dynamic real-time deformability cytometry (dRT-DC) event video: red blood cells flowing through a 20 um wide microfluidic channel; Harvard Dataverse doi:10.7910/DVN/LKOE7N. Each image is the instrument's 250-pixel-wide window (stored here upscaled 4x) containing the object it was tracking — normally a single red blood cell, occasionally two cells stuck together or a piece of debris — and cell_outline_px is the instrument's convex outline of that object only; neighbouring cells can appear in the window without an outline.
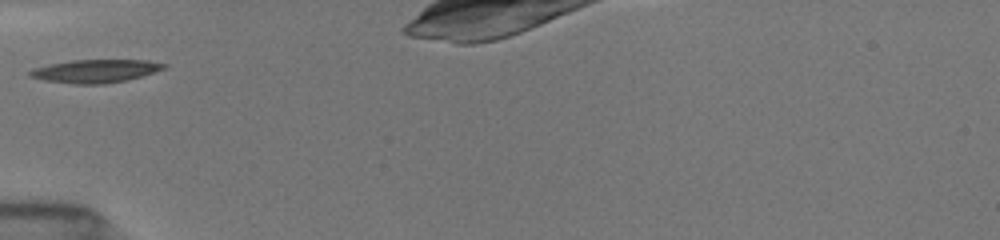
{"species": "common noctule bat (a hibernating species)", "species_latin": "Nyctalus noctula", "temperature_condition": "room temperature", "stored_images_in_passage": 8, "camera_frame_rate_fps": 3000, "um_per_image_px": 0.085, "animal": {"sex": "female", "body_mass_g": 19.5, "forearm_length_mm": 54.1}, "frame": {"image": 1, "passage_image": 1, "time_ms": 0.0, "image_size_px": [1000, 240], "cell_outline_px": [[168, 64], [164, 68], [156, 72], [128, 80], [104, 84], [76, 84], [44, 80], [28, 76], [28, 72], [36, 68], [48, 64], [72, 60], [148, 60]], "centroid_in_image_um": [8.14, 6.04], "position_along_channel_um": 76.9, "area_um2": 18.09}}
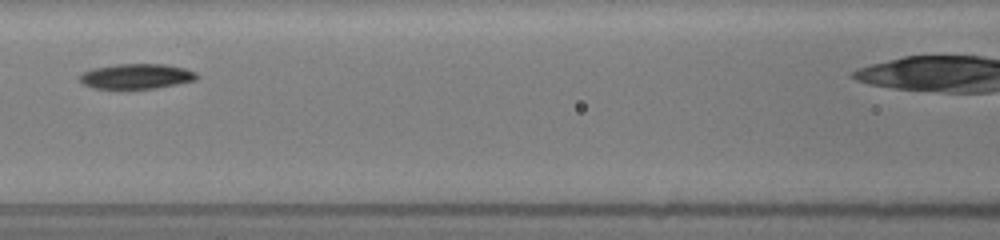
{"frame": {"image": 2, "passage_image": 4, "time_ms": 2.0, "image_size_px": [1000, 240], "cell_outline_px": [[200, 76], [196, 80], [156, 88], [92, 88], [84, 84], [80, 80], [80, 76], [84, 72], [92, 68], [120, 64], [164, 64], [184, 68], [196, 72]], "centroid_in_image_um": [11.63, 6.48], "position_along_channel_um": 155.0, "area_um2": 16.94}}
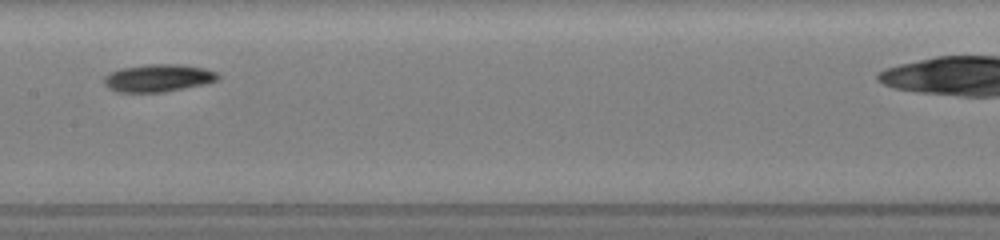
{"frame": {"image": 3, "passage_image": 6, "time_ms": 3.0, "image_size_px": [1000, 240], "cell_outline_px": [[220, 76], [216, 80], [204, 84], [164, 92], [116, 92], [108, 88], [104, 84], [104, 76], [112, 72], [124, 68], [148, 64], [180, 64], [204, 68], [216, 72]], "centroid_in_image_um": [13.44, 6.63], "position_along_channel_um": 194.0, "area_um2": 18.15}}